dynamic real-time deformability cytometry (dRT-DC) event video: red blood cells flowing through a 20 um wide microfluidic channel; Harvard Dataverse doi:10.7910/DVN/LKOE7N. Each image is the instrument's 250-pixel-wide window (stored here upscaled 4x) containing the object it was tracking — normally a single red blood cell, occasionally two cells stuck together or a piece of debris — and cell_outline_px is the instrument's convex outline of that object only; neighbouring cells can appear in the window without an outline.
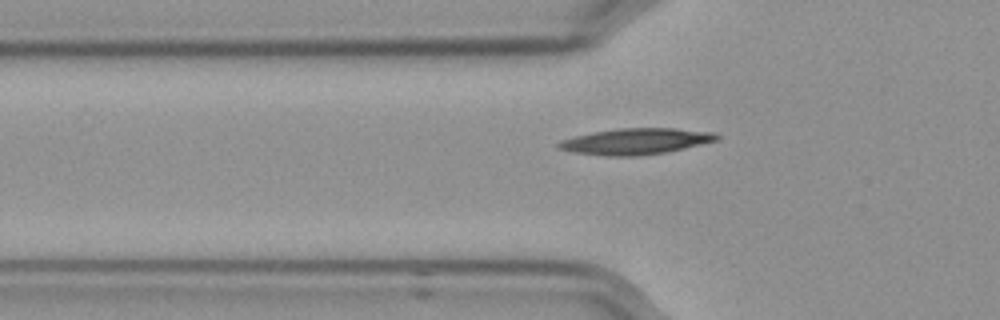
{"species": "Egyptian fruit bat (a non-hibernating species)", "species_latin": "Rousettus aegyptiacus", "temperature_condition": "cold", "stored_images_in_passage": 45, "camera_frame_rate_fps": 3000, "um_per_image_px": 0.085, "frame": {"image": 1, "passage_image": 7, "time_ms": 2.0, "image_size_px": [1000, 320], "cell_outline_px": [[720, 140], [668, 152], [636, 156], [608, 156], [572, 152], [556, 148], [556, 144], [560, 140], [572, 136], [592, 132], [620, 128], [676, 128], [716, 132], [720, 136]], "centroid_in_image_um": [54.05, 12.01], "position_along_channel_um": 71.7, "area_um2": 24.45}}
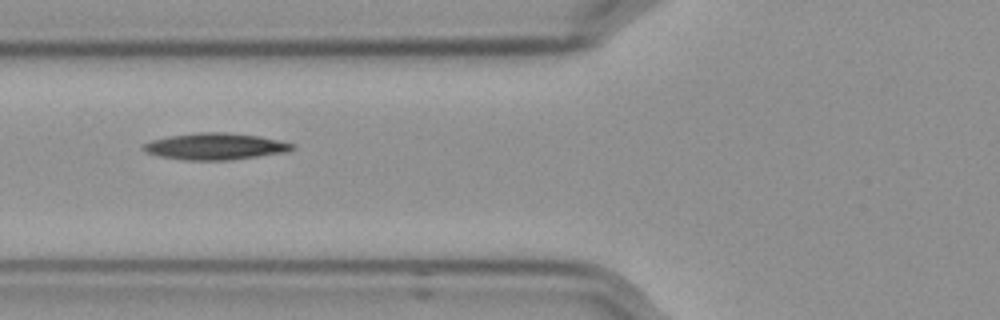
{"frame": {"image": 2, "passage_image": 10, "time_ms": 3.0, "image_size_px": [1000, 320], "cell_outline_px": [[296, 148], [288, 152], [232, 160], [184, 160], [160, 156], [144, 152], [140, 148], [140, 144], [152, 140], [168, 136], [196, 132], [228, 132], [260, 136], [296, 144]], "centroid_in_image_um": [18.29, 12.44], "position_along_channel_um": 107.5, "area_um2": 23.52}}
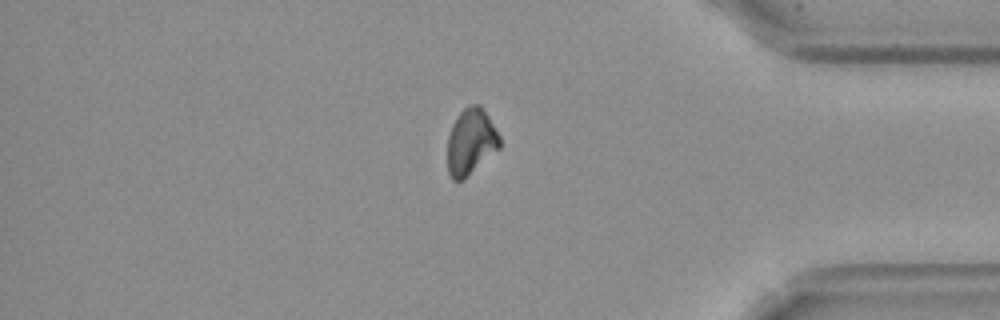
{"frame": {"image": 3, "passage_image": 36, "time_ms": 11.667, "image_size_px": [1000, 320], "cell_outline_px": [[500, 148], [464, 180], [452, 180], [448, 172], [448, 136], [452, 124], [456, 116], [468, 104], [480, 104], [488, 116], [500, 136]], "centroid_in_image_um": [40.02, 12.05], "position_along_channel_um": 395.2, "area_um2": 20.29}}